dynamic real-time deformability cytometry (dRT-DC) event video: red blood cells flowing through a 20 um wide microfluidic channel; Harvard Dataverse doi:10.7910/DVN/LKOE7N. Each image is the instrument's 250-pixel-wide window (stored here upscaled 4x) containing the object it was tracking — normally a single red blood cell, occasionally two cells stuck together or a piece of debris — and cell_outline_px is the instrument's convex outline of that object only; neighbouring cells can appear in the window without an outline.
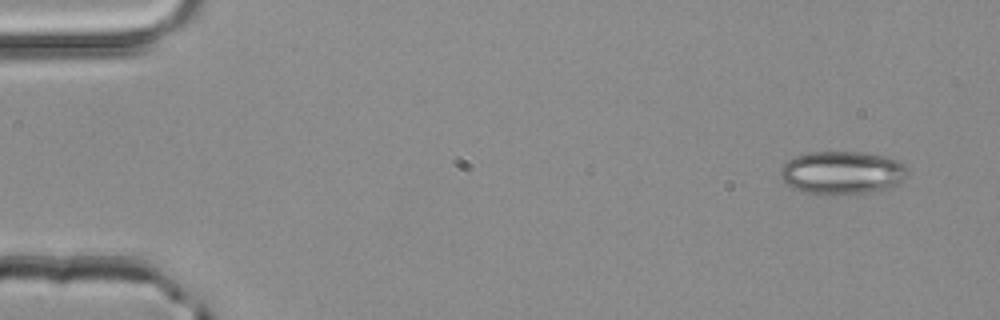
{"species": "common noctule bat (a hibernating species)", "species_latin": "Nyctalus noctula", "temperature_condition": "room temperature", "stored_images_in_passage": 3, "camera_frame_rate_fps": 3000, "um_per_image_px": 0.085, "animal": {"sex": "male", "body_mass_g": 20.4}, "frame": {"image": 1, "passage_image": 1, "time_ms": 0.0, "image_size_px": [1000, 320], "cell_outline_px": [[908, 176], [900, 184], [888, 188], [868, 192], [804, 192], [792, 188], [780, 176], [780, 168], [788, 160], [796, 156], [808, 152], [864, 152], [884, 156], [896, 160], [908, 172]], "centroid_in_image_um": [71.58, 14.64], "position_along_channel_um": 13.4, "area_um2": 31.21}}